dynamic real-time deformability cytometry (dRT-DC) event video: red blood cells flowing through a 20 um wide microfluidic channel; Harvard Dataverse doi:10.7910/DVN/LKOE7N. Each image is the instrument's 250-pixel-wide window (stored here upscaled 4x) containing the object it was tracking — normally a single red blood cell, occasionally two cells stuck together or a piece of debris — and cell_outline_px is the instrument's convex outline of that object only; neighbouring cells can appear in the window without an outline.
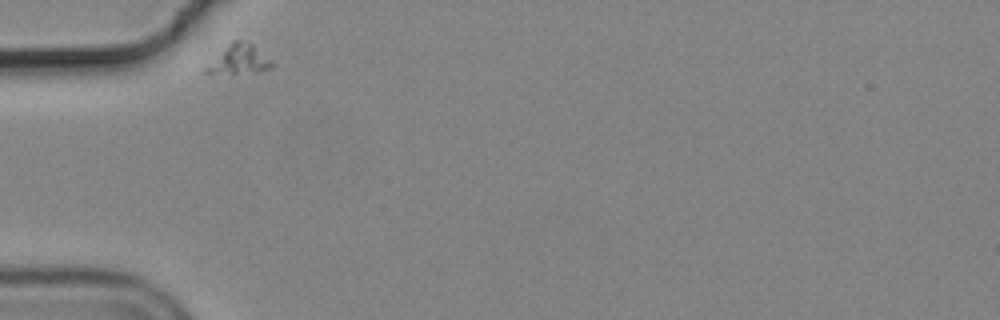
{"species": "common noctule bat (a hibernating species)", "species_latin": "Nyctalus noctula", "temperature_condition": "cold", "stored_images_in_passage": 2, "camera_frame_rate_fps": 3000, "um_per_image_px": 0.085, "animal": {"sex": "male", "body_mass_g": 19.2, "forearm_length_mm": 51.8}, "frame": {"image": 1, "passage_image": 1, "time_ms": 0.0, "image_size_px": [1000, 320], "cell_outline_px": [[272, 68], [256, 72], [204, 72], [204, 68], [232, 40], [240, 40], [252, 44], [272, 64]], "centroid_in_image_um": [20.3, 5.03], "position_along_channel_um": 64.7, "area_um2": 10.46}}